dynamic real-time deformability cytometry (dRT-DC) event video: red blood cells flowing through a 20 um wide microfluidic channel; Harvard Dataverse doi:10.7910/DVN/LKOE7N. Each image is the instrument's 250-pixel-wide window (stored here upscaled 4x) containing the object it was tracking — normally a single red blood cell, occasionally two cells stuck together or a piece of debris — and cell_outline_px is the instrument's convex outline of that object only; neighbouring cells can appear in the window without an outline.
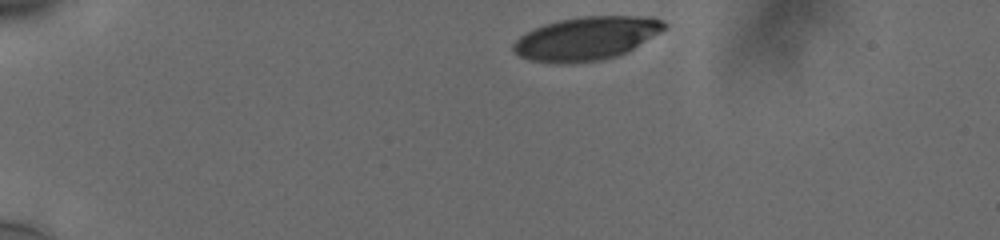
{"species": "human", "species_latin": "Homo sapiens", "temperature_condition": "cold", "stored_images_in_passage": 5, "camera_frame_rate_fps": 3000, "um_per_image_px": 0.085, "donor": {"sex": "male"}, "frame": {"image": 1, "passage_image": 1, "time_ms": 0.0, "image_size_px": [1000, 240], "cell_outline_px": [[668, 24], [664, 28], [632, 48], [616, 56], [596, 60], [532, 60], [520, 56], [512, 48], [512, 44], [520, 36], [544, 24], [560, 20], [580, 16], [652, 16], [664, 20]], "centroid_in_image_um": [49.88, 3.19], "position_along_channel_um": 35.1, "area_um2": 36.53}}
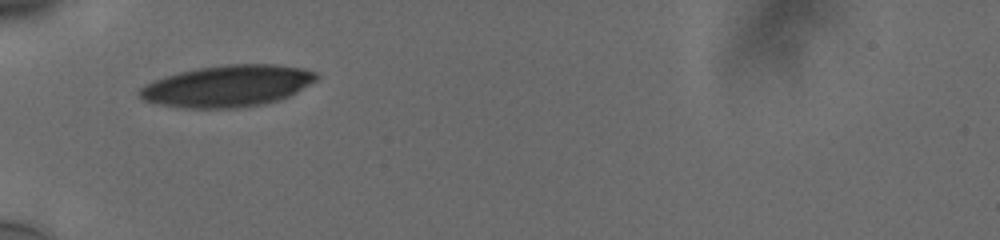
{"frame": {"image": 2, "passage_image": 4, "time_ms": 1.0, "image_size_px": [1000, 240], "cell_outline_px": [[316, 80], [288, 96], [276, 100], [260, 104], [232, 108], [192, 108], [160, 104], [144, 100], [140, 96], [140, 88], [144, 84], [152, 80], [164, 76], [196, 68], [228, 64], [276, 64], [304, 68], [316, 72]], "centroid_in_image_um": [19.32, 7.29], "position_along_channel_um": 65.7, "area_um2": 42.37}}